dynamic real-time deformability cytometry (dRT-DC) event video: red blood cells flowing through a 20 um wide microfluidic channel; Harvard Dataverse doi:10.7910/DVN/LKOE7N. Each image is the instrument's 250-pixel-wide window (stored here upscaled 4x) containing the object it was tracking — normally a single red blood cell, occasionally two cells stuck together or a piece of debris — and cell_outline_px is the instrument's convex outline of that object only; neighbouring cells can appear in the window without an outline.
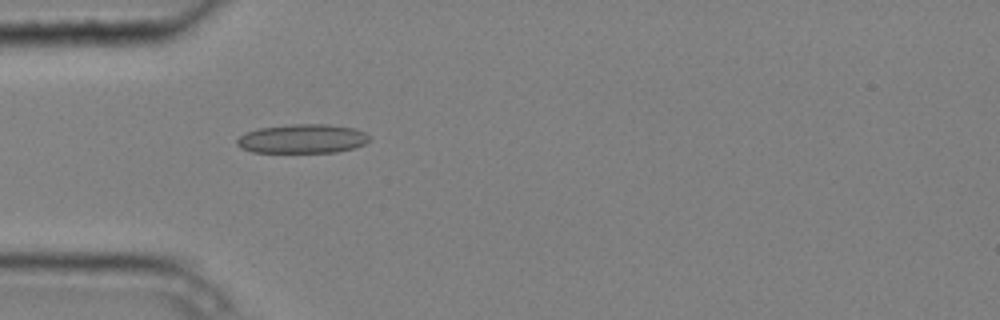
{"species": "common noctule bat (a hibernating species)", "species_latin": "Nyctalus noctula", "temperature_condition": "cold", "stored_images_in_passage": 5, "camera_frame_rate_fps": 3000, "um_per_image_px": 0.085, "animal": {"sex": "male", "body_mass_g": 20.4}, "frame": {"image": 1, "passage_image": 5, "time_ms": 1.333, "image_size_px": [1000, 320], "cell_outline_px": [[372, 140], [364, 144], [352, 148], [336, 152], [252, 152], [240, 148], [236, 144], [236, 140], [244, 132], [260, 128], [292, 124], [328, 124], [356, 128], [364, 132]], "centroid_in_image_um": [25.7, 11.79], "position_along_channel_um": 59.3, "area_um2": 22.54}}